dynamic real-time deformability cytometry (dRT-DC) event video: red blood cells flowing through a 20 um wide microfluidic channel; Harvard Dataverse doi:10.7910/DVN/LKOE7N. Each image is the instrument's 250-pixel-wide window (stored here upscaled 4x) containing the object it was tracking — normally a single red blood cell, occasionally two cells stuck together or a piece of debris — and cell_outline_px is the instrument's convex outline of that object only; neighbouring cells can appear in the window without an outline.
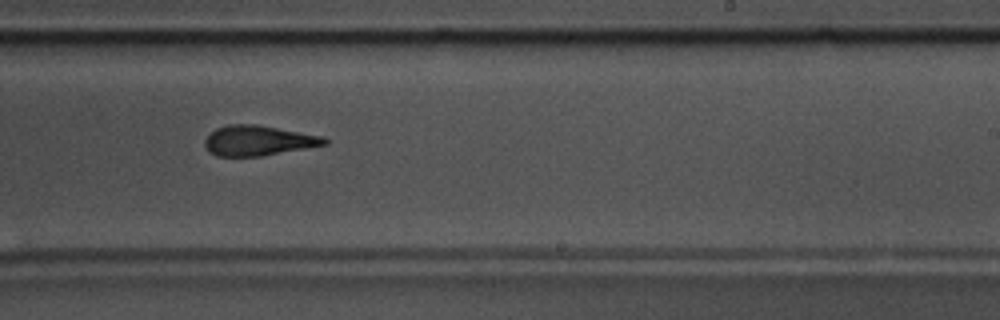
{"species": "common noctule bat (a hibernating species)", "species_latin": "Nyctalus noctula", "temperature_condition": "warm", "stored_images_in_passage": 39, "camera_frame_rate_fps": 3000, "um_per_image_px": 0.085, "animal": {"sex": "male", "body_mass_g": 17.5, "forearm_length_mm": 52.3}, "frame": {"image": 1, "passage_image": 17, "time_ms": 5.333, "image_size_px": [1000, 320], "cell_outline_px": [[328, 144], [260, 156], [216, 156], [208, 152], [204, 144], [204, 140], [216, 128], [228, 124], [256, 124], [324, 136], [328, 140]], "centroid_in_image_um": [21.94, 11.94], "position_along_channel_um": 267.1, "area_um2": 20.98}}